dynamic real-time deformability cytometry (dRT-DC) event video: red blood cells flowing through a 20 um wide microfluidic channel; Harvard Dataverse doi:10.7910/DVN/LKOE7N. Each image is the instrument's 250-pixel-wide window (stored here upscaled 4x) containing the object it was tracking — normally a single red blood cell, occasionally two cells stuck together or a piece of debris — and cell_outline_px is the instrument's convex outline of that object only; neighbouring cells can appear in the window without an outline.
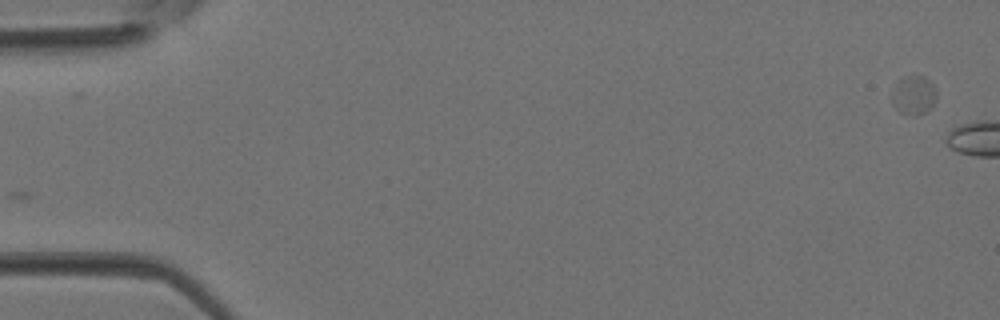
{"species": "Egyptian fruit bat (a non-hibernating species)", "species_latin": "Rousettus aegyptiacus", "temperature_condition": "room temperature", "stored_images_in_passage": 6, "segment_of_instrument_passage": [1, 2], "camera_frame_rate_fps": 3000, "um_per_image_px": 0.085, "animal": {"sex": "female"}, "frame": {"image": 1, "passage_image": 1, "time_ms": 0.0, "image_size_px": [1000, 320], "cell_outline_px": [[936, 100], [932, 108], [916, 116], [912, 116], [900, 112], [892, 104], [892, 92], [900, 80], [908, 76], [924, 76], [936, 88]], "centroid_in_image_um": [77.69, 8.12], "position_along_channel_um": 7.3, "area_um2": 10.06}}